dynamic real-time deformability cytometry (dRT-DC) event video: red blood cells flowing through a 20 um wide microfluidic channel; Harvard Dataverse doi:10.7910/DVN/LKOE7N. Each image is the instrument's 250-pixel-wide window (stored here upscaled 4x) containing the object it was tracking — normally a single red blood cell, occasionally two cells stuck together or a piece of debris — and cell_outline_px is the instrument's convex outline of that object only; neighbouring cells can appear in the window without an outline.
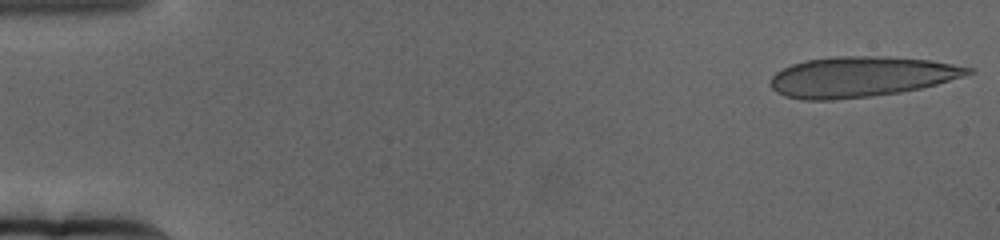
{"species": "human", "species_latin": "Homo sapiens", "temperature_condition": "cold", "stored_images_in_passage": 61, "camera_frame_rate_fps": 3000, "um_per_image_px": 0.085, "donor": {"sex": "female"}, "frame": {"image": 1, "passage_image": 1, "time_ms": 0.0, "image_size_px": [1000, 240], "cell_outline_px": [[976, 72], [936, 84], [920, 88], [900, 92], [872, 96], [832, 100], [800, 100], [784, 96], [776, 92], [768, 84], [772, 76], [776, 72], [792, 64], [804, 60], [836, 56], [876, 56], [928, 60], [952, 64], [972, 68]], "centroid_in_image_um": [73.12, 6.53], "position_along_channel_um": 11.9, "area_um2": 46.41}}
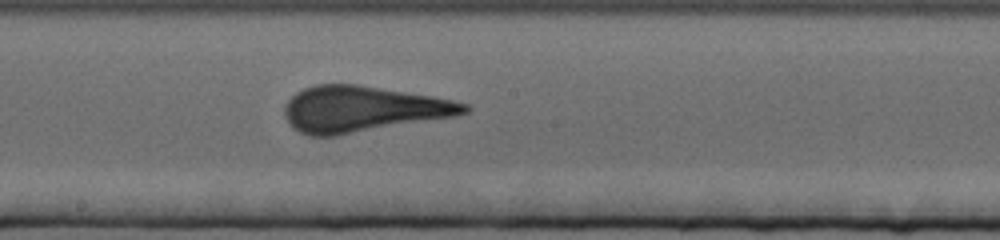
{"frame": {"image": 2, "passage_image": 34, "time_ms": 11.0, "image_size_px": [1000, 240], "cell_outline_px": [[472, 108], [468, 112], [456, 116], [336, 136], [308, 136], [292, 128], [284, 112], [284, 108], [288, 100], [296, 92], [304, 88], [316, 84], [356, 84], [432, 96], [452, 100], [468, 104]], "centroid_in_image_um": [30.82, 9.28], "position_along_channel_um": 217.4, "area_um2": 48.09}}
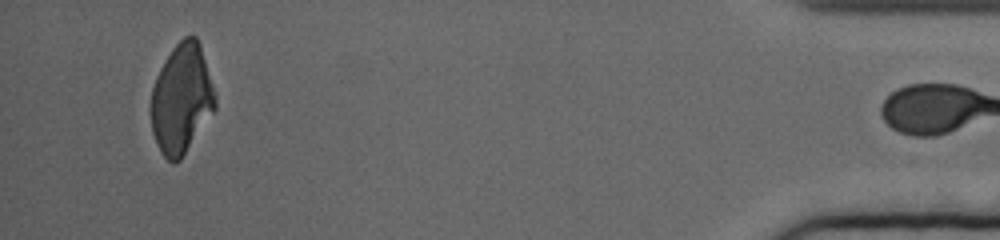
{"frame": {"image": 3, "passage_image": 60, "time_ms": 19.667, "image_size_px": [1000, 240], "cell_outline_px": [[216, 108], [180, 160], [176, 164], [172, 164], [160, 152], [156, 144], [152, 132], [148, 108], [152, 88], [156, 76], [160, 68], [172, 48], [184, 36], [196, 36], [200, 44], [216, 96]], "centroid_in_image_um": [15.39, 8.43], "position_along_channel_um": 419.8, "area_um2": 41.38}, "authors_computed_cell_mechanics": {"area_um2": 46.7024, "velocity_mm_per_s": 3.1251, "shape_relaxation_time_tau1_ms": 8.4768, "shape_relaxation_time_tau2_ms": null, "deformation_change_tau1": 0.2233, "deformation_change_tau2": null}}